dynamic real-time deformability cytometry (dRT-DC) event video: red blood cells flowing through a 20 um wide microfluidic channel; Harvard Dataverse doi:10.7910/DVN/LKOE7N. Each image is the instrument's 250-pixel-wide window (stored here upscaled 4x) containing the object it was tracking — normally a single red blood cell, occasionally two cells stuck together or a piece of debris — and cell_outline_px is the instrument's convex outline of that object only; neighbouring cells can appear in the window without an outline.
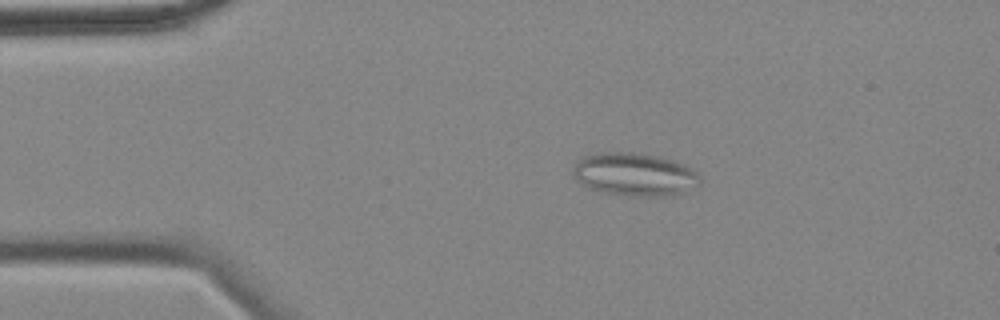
{"species": "common noctule bat (a hibernating species)", "species_latin": "Nyctalus noctula", "temperature_condition": "cold", "stored_images_in_passage": 56, "camera_frame_rate_fps": 3000, "um_per_image_px": 0.085, "animal": {"sex": "female", "body_mass_g": 18.4}, "frame": {"image": 1, "passage_image": 10, "time_ms": 3.0, "image_size_px": [1000, 320], "cell_outline_px": [[700, 180], [696, 184], [684, 192], [676, 196], [632, 196], [608, 192], [592, 188], [576, 180], [576, 164], [584, 156], [596, 152], [640, 152], [672, 160], [684, 164], [696, 172]], "centroid_in_image_um": [53.98, 14.81], "position_along_channel_um": 31.0, "area_um2": 31.27}}
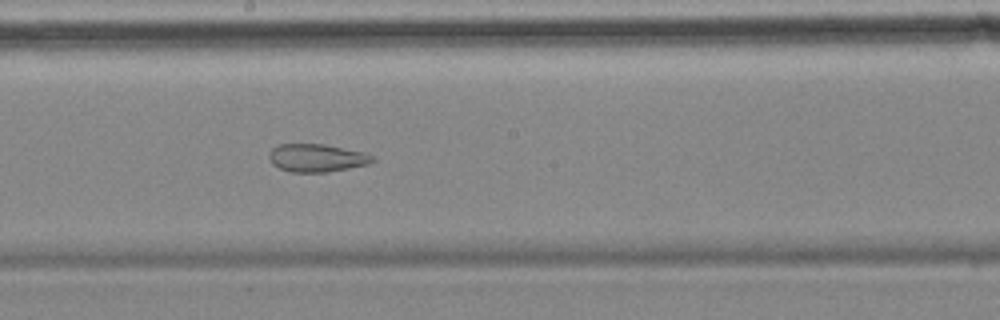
{"frame": {"image": 2, "passage_image": 30, "time_ms": 9.667, "image_size_px": [1000, 320], "cell_outline_px": [[376, 160], [368, 164], [328, 172], [292, 172], [280, 168], [272, 164], [268, 156], [272, 148], [280, 144], [324, 144], [364, 152], [372, 156]], "centroid_in_image_um": [26.92, 13.42], "position_along_channel_um": 221.3, "area_um2": 16.76}}
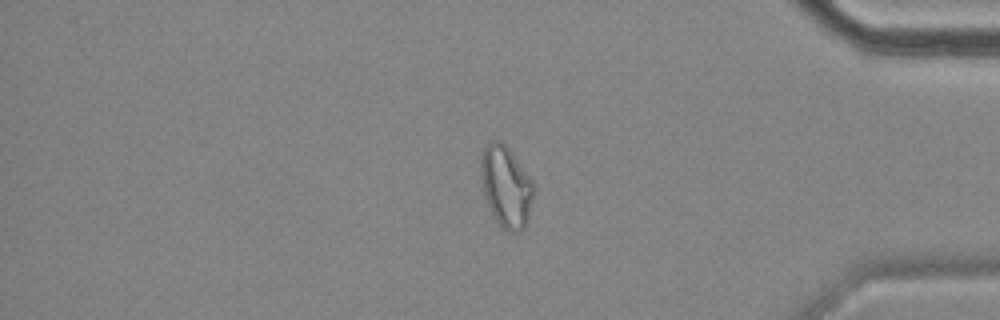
{"frame": {"image": 3, "passage_image": 47, "time_ms": 15.333, "image_size_px": [1000, 320], "cell_outline_px": [[532, 196], [528, 220], [524, 228], [516, 232], [504, 228], [492, 216], [484, 196], [480, 176], [480, 156], [484, 148], [492, 140], [500, 140], [508, 148], [532, 180]], "centroid_in_image_um": [42.97, 15.84], "position_along_channel_um": 392.2, "area_um2": 24.68}, "authors_computed_cell_mechanics": {"area_um2": 24.7384, "velocity_mm_per_s": 3.4976, "shape_relaxation_time_tau1_ms": null, "shape_relaxation_time_tau2_ms": 2.0606, "deformation_change_tau1": null, "deformation_change_tau2": 0.0965}}